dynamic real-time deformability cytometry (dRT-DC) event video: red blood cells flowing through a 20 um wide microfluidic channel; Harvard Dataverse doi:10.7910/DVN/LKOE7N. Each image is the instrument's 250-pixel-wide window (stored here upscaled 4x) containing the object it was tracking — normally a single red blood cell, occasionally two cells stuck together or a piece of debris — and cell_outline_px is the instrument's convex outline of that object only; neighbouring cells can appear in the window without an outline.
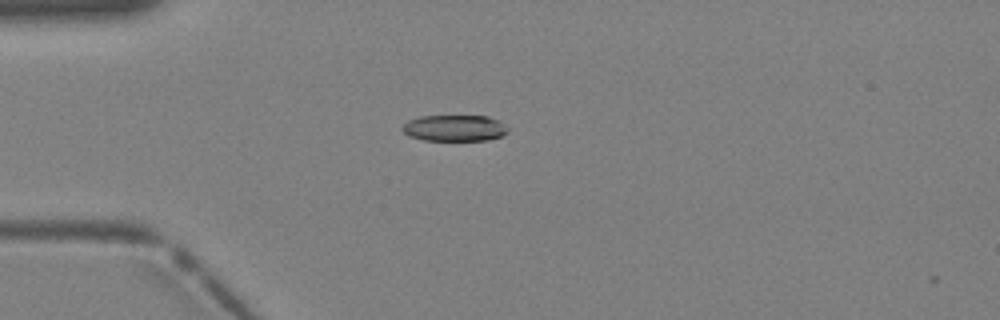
{"species": "Egyptian fruit bat (a non-hibernating species)", "species_latin": "Rousettus aegyptiacus", "temperature_condition": "warm", "stored_images_in_passage": 2, "camera_frame_rate_fps": 3000, "um_per_image_px": 0.085, "animal": {"sex": "female"}, "frame": {"image": 1, "passage_image": 1, "time_ms": 0.0, "image_size_px": [1000, 320], "cell_outline_px": [[508, 132], [500, 136], [488, 140], [424, 140], [408, 136], [400, 128], [408, 120], [420, 116], [488, 116], [500, 120], [508, 128]], "centroid_in_image_um": [38.63, 10.88], "position_along_channel_um": 46.4, "area_um2": 16.24}}